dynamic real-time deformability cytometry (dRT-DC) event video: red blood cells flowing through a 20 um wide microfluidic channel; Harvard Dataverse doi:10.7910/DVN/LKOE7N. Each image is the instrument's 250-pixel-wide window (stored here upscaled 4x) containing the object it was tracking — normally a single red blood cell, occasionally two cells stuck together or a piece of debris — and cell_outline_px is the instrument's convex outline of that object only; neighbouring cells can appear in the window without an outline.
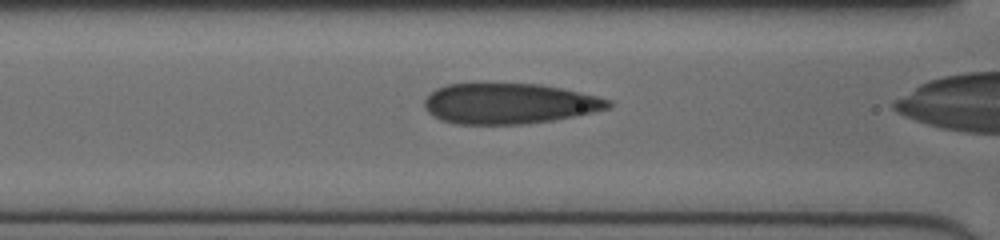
{"species": "human", "species_latin": "Homo sapiens", "temperature_condition": "cold", "stored_images_in_passage": 40, "camera_frame_rate_fps": 3000, "um_per_image_px": 0.085, "donor": {"sex": "female"}, "frame": {"image": 1, "passage_image": 20, "time_ms": 6.333, "image_size_px": [1000, 240], "cell_outline_px": [[612, 104], [608, 108], [572, 116], [552, 120], [528, 124], [456, 124], [440, 120], [432, 116], [424, 108], [424, 100], [436, 88], [448, 84], [540, 84], [560, 88], [596, 96], [612, 100]], "centroid_in_image_um": [43.22, 8.81], "position_along_channel_um": 123.4, "area_um2": 43.18}}
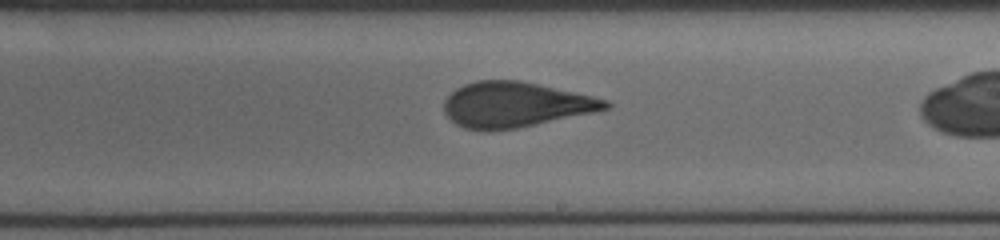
{"frame": {"image": 2, "passage_image": 29, "time_ms": 9.333, "image_size_px": [1000, 240], "cell_outline_px": [[612, 104], [608, 108], [592, 112], [536, 124], [516, 128], [464, 128], [456, 124], [444, 112], [444, 100], [456, 88], [464, 84], [476, 80], [520, 80], [592, 96], [608, 100]], "centroid_in_image_um": [43.79, 8.86], "position_along_channel_um": 245.2, "area_um2": 41.62}}
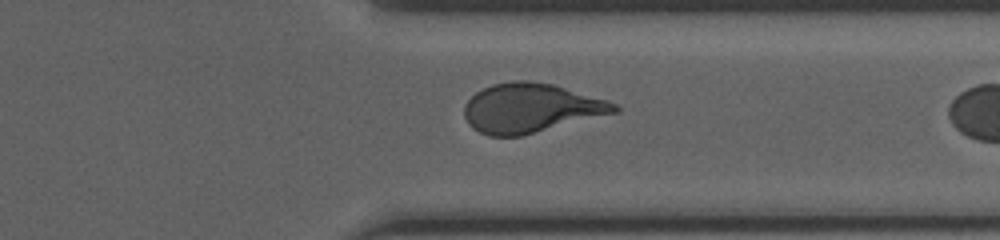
{"frame": {"image": 3, "passage_image": 38, "time_ms": 12.333, "image_size_px": [1000, 240], "cell_outline_px": [[620, 112], [520, 136], [488, 136], [472, 128], [468, 124], [464, 116], [464, 104], [476, 92], [492, 84], [512, 80], [528, 80], [552, 84], [608, 100], [616, 104], [620, 108]], "centroid_in_image_um": [45.12, 9.18], "position_along_channel_um": 366.3, "area_um2": 43.23}}